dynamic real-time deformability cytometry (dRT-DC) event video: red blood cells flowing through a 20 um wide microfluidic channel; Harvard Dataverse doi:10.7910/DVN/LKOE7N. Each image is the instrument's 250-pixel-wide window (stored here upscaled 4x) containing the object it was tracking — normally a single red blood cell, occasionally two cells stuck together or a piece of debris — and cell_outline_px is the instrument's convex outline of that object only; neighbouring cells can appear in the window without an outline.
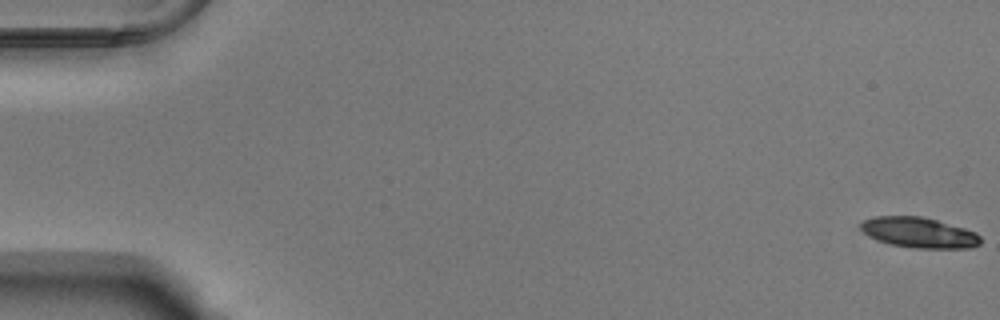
{"species": "Egyptian fruit bat (a non-hibernating species)", "species_latin": "Rousettus aegyptiacus", "temperature_condition": "warm", "stored_images_in_passage": 55, "camera_frame_rate_fps": 3000, "um_per_image_px": 0.085, "animal": {"sex": "male"}, "frame": {"image": 1, "passage_image": 1, "time_ms": 0.0, "image_size_px": [1000, 320], "cell_outline_px": [[980, 244], [972, 248], [912, 248], [892, 244], [876, 240], [868, 236], [860, 228], [860, 224], [864, 220], [876, 216], [920, 216], [936, 220], [964, 228], [976, 232], [980, 236]], "centroid_in_image_um": [78.11, 19.77], "position_along_channel_um": 6.9, "area_um2": 21.21}}
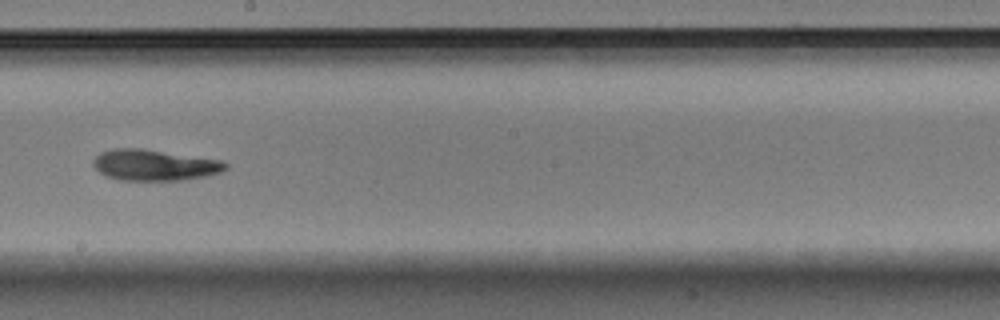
{"frame": {"image": 2, "passage_image": 32, "time_ms": 10.333, "image_size_px": [1000, 320], "cell_outline_px": [[228, 168], [220, 172], [208, 176], [184, 180], [120, 180], [108, 176], [100, 172], [92, 164], [92, 160], [100, 152], [112, 148], [144, 148], [224, 160], [228, 164]], "centroid_in_image_um": [13.17, 14.01], "position_along_channel_um": 235.0, "area_um2": 24.28}}
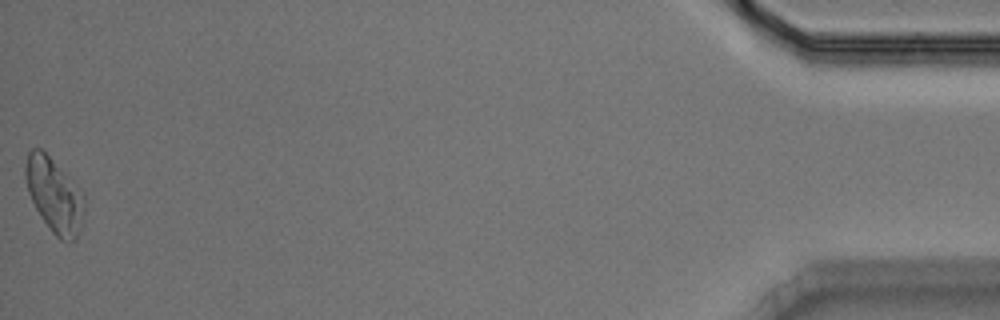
{"frame": {"image": 3, "passage_image": 55, "time_ms": 18.0, "image_size_px": [1000, 320], "cell_outline_px": [[84, 212], [76, 240], [68, 244], [60, 240], [52, 232], [40, 216], [28, 192], [24, 176], [24, 168], [28, 152], [32, 148], [40, 148], [84, 192]], "centroid_in_image_um": [4.61, 16.63], "position_along_channel_um": 430.6, "area_um2": 25.55}, "authors_computed_cell_mechanics": {"area_um2": 23.2356, "velocity_mm_per_s": 3.7634, "shape_relaxation_time_tau1_ms": 3.223, "shape_relaxation_time_tau2_ms": null, "deformation_change_tau1": 0.1497, "deformation_change_tau2": null}}